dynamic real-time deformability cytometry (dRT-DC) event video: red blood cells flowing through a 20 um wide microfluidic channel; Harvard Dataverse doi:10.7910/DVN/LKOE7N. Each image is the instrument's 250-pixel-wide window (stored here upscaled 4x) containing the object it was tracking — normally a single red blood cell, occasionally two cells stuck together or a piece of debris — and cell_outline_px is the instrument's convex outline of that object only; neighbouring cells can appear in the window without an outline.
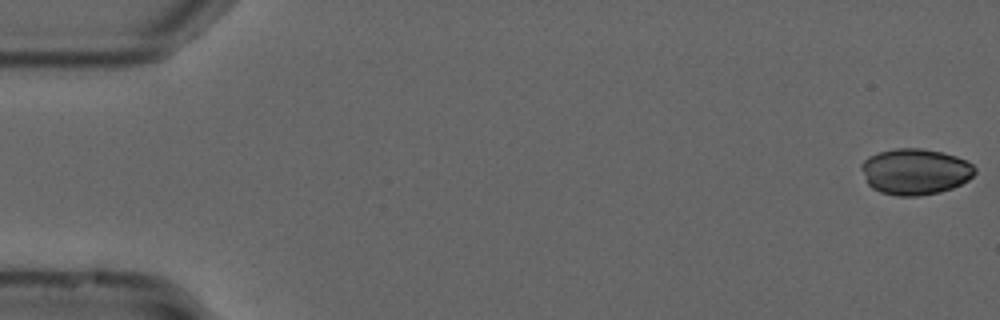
{"species": "common noctule bat (a hibernating species)", "species_latin": "Nyctalus noctula", "temperature_condition": "cold", "stored_images_in_passage": 5, "camera_frame_rate_fps": 3000, "um_per_image_px": 0.085, "animal": {"sex": "male", "forearm_length_mm": 52.5}, "frame": {"image": 1, "passage_image": 1, "time_ms": 0.0, "image_size_px": [1000, 320], "cell_outline_px": [[976, 172], [968, 180], [952, 188], [940, 192], [916, 196], [896, 196], [880, 192], [872, 188], [868, 184], [860, 168], [860, 164], [868, 156], [880, 152], [896, 148], [920, 148], [940, 152], [956, 156], [968, 160], [976, 168]], "centroid_in_image_um": [77.78, 14.59], "position_along_channel_um": 7.2, "area_um2": 30.58}}